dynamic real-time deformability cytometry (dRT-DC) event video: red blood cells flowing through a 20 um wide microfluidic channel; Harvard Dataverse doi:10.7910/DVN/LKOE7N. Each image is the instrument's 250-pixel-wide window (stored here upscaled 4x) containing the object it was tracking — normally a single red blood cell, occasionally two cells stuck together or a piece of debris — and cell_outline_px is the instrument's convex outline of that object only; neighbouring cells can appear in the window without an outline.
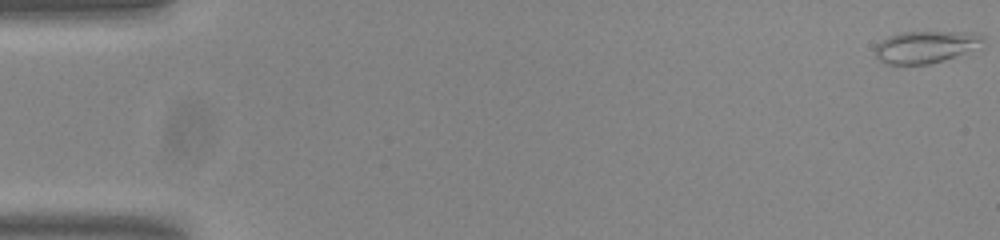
{"species": "common noctule bat (a hibernating species)", "species_latin": "Nyctalus noctula", "temperature_condition": "room temperature", "stored_images_in_passage": 54, "camera_frame_rate_fps": 3000, "um_per_image_px": 0.085, "animal": {"sex": "male", "body_mass_g": 20.0, "forearm_length_mm": 53.3}, "frame": {"image": 1, "passage_image": 1, "time_ms": 0.0, "image_size_px": [1000, 240], "cell_outline_px": [[984, 40], [980, 48], [928, 64], [884, 64], [876, 56], [876, 44], [888, 36], [900, 32], [968, 32], [984, 36]], "centroid_in_image_um": [78.68, 3.98], "position_along_channel_um": 6.3, "area_um2": 20.06}}
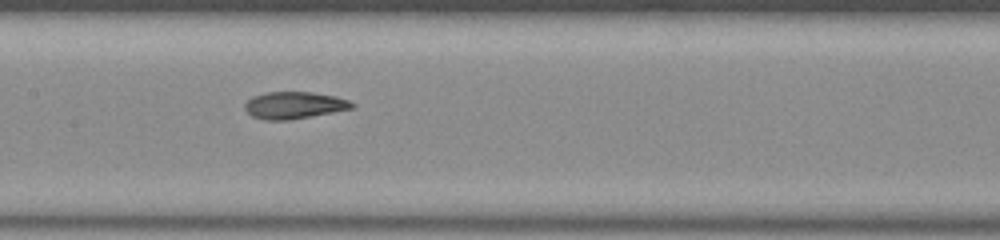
{"frame": {"image": 2, "passage_image": 27, "time_ms": 8.667, "image_size_px": [1000, 240], "cell_outline_px": [[356, 104], [352, 108], [332, 112], [288, 120], [264, 120], [252, 116], [244, 108], [244, 104], [252, 96], [264, 92], [312, 92], [336, 96], [348, 100]], "centroid_in_image_um": [24.98, 8.93], "position_along_channel_um": 182.4, "area_um2": 16.82}}
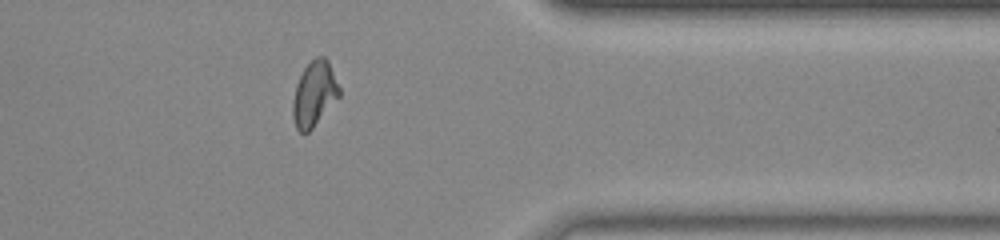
{"frame": {"image": 3, "passage_image": 44, "time_ms": 14.333, "image_size_px": [1000, 240], "cell_outline_px": [[340, 96], [312, 128], [308, 132], [300, 132], [296, 128], [292, 116], [292, 100], [296, 84], [304, 68], [316, 56], [324, 56], [328, 60], [340, 88]], "centroid_in_image_um": [26.7, 7.97], "position_along_channel_um": 384.7, "area_um2": 17.57}, "authors_computed_cell_mechanics": {"area_um2": 17.6001, "velocity_mm_per_s": 3.8215, "shape_relaxation_time_tau1_ms": 9.7067, "shape_relaxation_time_tau2_ms": 1.4206, "deformation_change_tau1": 0.2775, "deformation_change_tau2": 0.061}}